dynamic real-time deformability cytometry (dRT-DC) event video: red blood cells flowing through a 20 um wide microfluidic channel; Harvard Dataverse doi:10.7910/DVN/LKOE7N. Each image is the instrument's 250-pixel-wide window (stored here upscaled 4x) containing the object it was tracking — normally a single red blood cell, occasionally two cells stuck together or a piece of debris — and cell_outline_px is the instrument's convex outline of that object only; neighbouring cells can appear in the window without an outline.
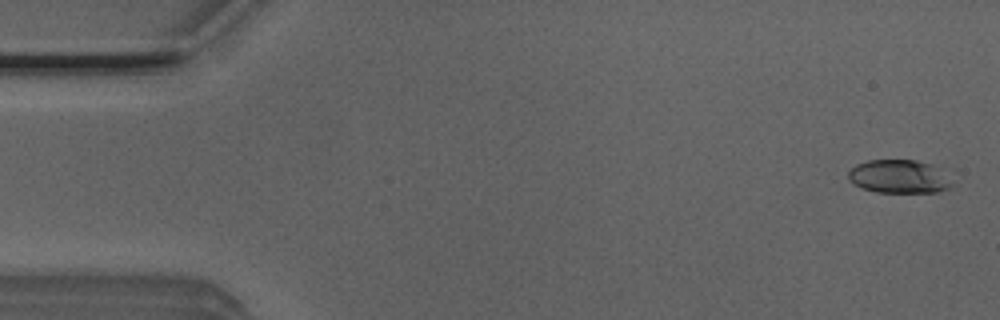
{"species": "Egyptian fruit bat (a non-hibernating species)", "species_latin": "Rousettus aegyptiacus", "temperature_condition": "room temperature", "stored_images_in_passage": 52, "camera_frame_rate_fps": 3000, "um_per_image_px": 0.085, "animal": {"sex": "male"}, "frame": {"image": 1, "passage_image": 2, "time_ms": 0.333, "image_size_px": [1000, 320], "cell_outline_px": [[952, 184], [948, 188], [936, 192], [876, 192], [860, 188], [848, 180], [848, 172], [856, 164], [868, 160], [916, 160], [932, 164]], "centroid_in_image_um": [76.32, 15.01], "position_along_channel_um": 8.7, "area_um2": 19.88}}
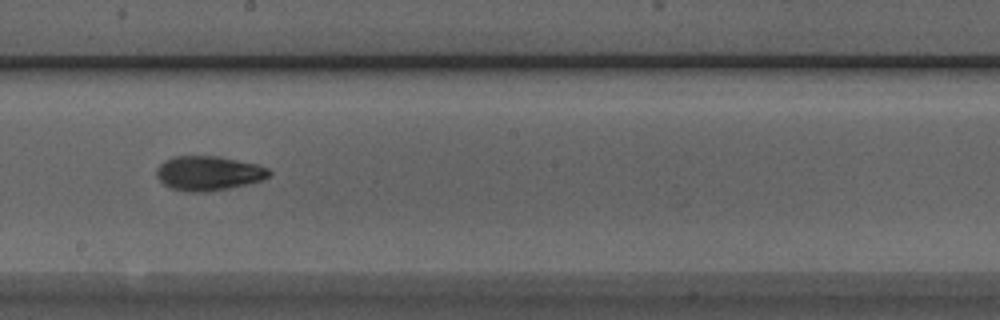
{"frame": {"image": 2, "passage_image": 29, "time_ms": 9.333, "image_size_px": [1000, 320], "cell_outline_px": [[272, 172], [268, 176], [260, 180], [228, 188], [208, 192], [188, 192], [168, 188], [156, 176], [156, 168], [164, 160], [172, 156], [216, 156], [256, 164], [268, 168]], "centroid_in_image_um": [17.66, 14.72], "position_along_channel_um": 230.5, "area_um2": 22.54}}
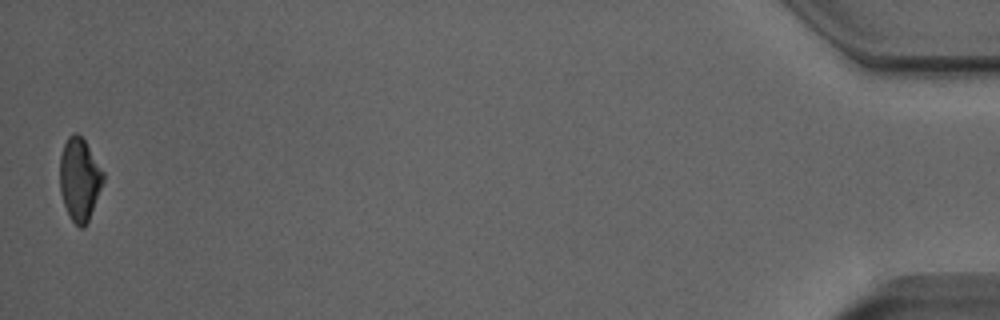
{"frame": {"image": 3, "passage_image": 52, "time_ms": 17.0, "image_size_px": [1000, 320], "cell_outline_px": [[104, 180], [88, 220], [84, 228], [80, 228], [72, 220], [64, 204], [60, 192], [60, 156], [64, 144], [68, 136], [72, 132], [76, 132], [84, 140], [104, 172]], "centroid_in_image_um": [6.75, 15.21], "position_along_channel_um": 428.5, "area_um2": 20.63}, "authors_computed_cell_mechanics": {"area_um2": 21.4727, "velocity_mm_per_s": 3.9049, "shape_relaxation_time_tau1_ms": 4.4451, "shape_relaxation_time_tau2_ms": 2.8672, "deformation_change_tau1": 0.1519, "deformation_change_tau2": 0.0923}}